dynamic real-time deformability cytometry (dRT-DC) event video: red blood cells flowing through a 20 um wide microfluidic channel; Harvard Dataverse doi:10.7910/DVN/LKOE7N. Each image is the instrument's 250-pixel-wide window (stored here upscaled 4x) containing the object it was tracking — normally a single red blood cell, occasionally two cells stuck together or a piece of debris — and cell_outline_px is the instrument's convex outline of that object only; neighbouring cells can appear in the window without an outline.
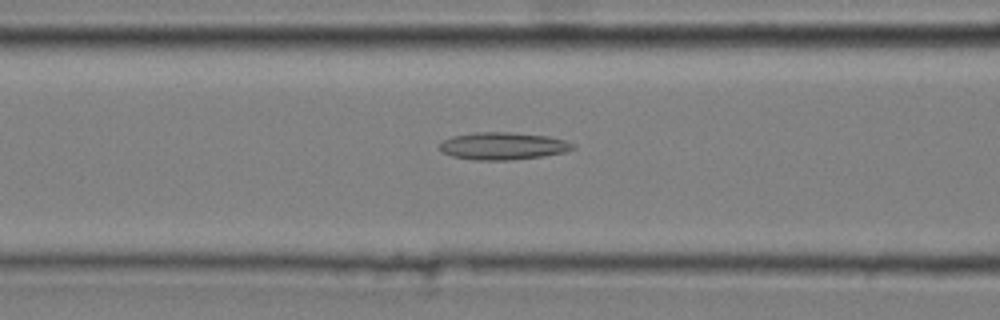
{"species": "common noctule bat (a hibernating species)", "species_latin": "Nyctalus noctula", "temperature_condition": "cold", "stored_images_in_passage": 49, "camera_frame_rate_fps": 3000, "um_per_image_px": 0.085, "animal": {"sex": "male", "body_mass_g": 20.4}, "frame": {"image": 1, "passage_image": 21, "time_ms": 6.667, "image_size_px": [1000, 320], "cell_outline_px": [[576, 148], [564, 152], [544, 156], [512, 160], [476, 160], [452, 156], [440, 152], [440, 144], [444, 140], [452, 136], [472, 132], [512, 132], [548, 136], [564, 140], [572, 144]], "centroid_in_image_um": [42.73, 12.41], "position_along_channel_um": 123.9, "area_um2": 21.33}}
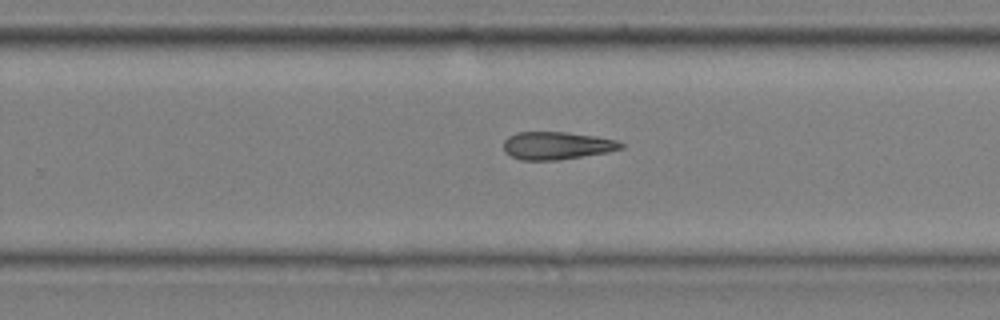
{"frame": {"image": 2, "passage_image": 34, "time_ms": 11.0, "image_size_px": [1000, 320], "cell_outline_px": [[624, 148], [608, 152], [556, 160], [520, 160], [504, 152], [504, 140], [508, 136], [516, 132], [568, 132], [596, 136], [616, 140], [624, 144]], "centroid_in_image_um": [47.32, 12.37], "position_along_channel_um": 282.5, "area_um2": 19.02}}
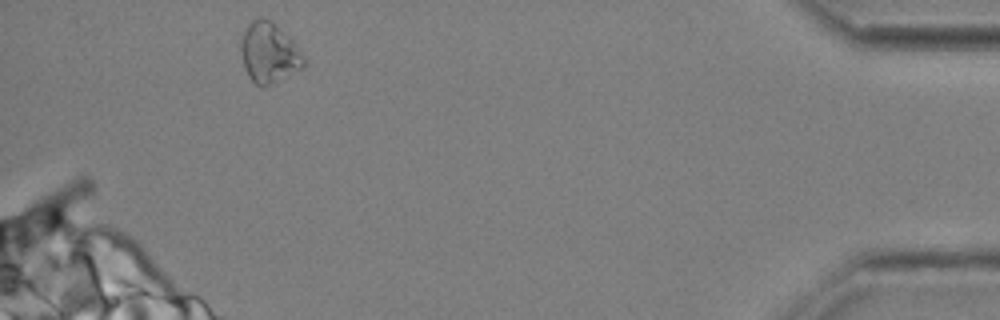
{"frame": {"image": 3, "passage_image": 49, "time_ms": 16.0, "image_size_px": [1000, 320], "cell_outline_px": [[304, 68], [264, 88], [260, 88], [248, 76], [244, 68], [240, 52], [240, 40], [248, 24], [252, 20], [260, 16], [272, 20], [296, 44], [304, 56]], "centroid_in_image_um": [22.85, 4.49], "position_along_channel_um": 412.3, "area_um2": 22.48}, "authors_computed_cell_mechanics": {"area_um2": 20.8658, "velocity_mm_per_s": 3.6702, "shape_relaxation_time_tau1_ms": null, "shape_relaxation_time_tau2_ms": 7.8937, "deformation_change_tau1": null, "deformation_change_tau2": 0.1958}}